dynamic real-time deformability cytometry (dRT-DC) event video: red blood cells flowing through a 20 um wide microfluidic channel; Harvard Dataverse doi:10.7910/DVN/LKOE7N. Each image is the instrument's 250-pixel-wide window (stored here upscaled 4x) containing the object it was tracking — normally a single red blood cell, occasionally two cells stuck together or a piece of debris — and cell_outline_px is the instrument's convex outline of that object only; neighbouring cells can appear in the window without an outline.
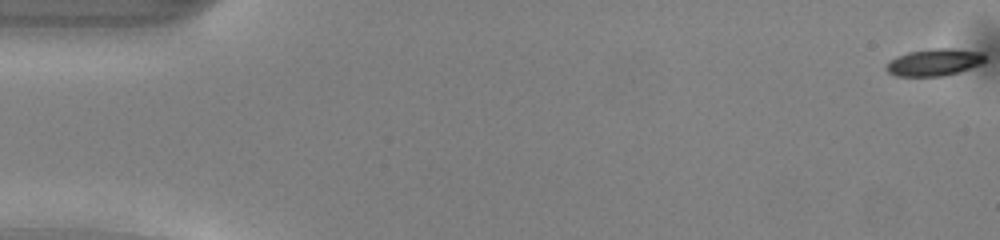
{"species": "common noctule bat (a hibernating species)", "species_latin": "Nyctalus noctula", "temperature_condition": "warm", "stored_images_in_passage": 51, "camera_frame_rate_fps": 3000, "um_per_image_px": 0.085, "animal": {"sex": "male", "body_mass_g": 13.0, "forearm_length_mm": 53.1}, "frame": {"image": 1, "passage_image": 1, "time_ms": 0.0, "image_size_px": [1000, 240], "cell_outline_px": [[984, 60], [980, 64], [944, 76], [896, 76], [888, 72], [884, 68], [888, 60], [896, 56], [908, 52], [932, 48], [952, 48], [984, 52]], "centroid_in_image_um": [79.35, 5.28], "position_along_channel_um": 5.7, "area_um2": 15.61}}
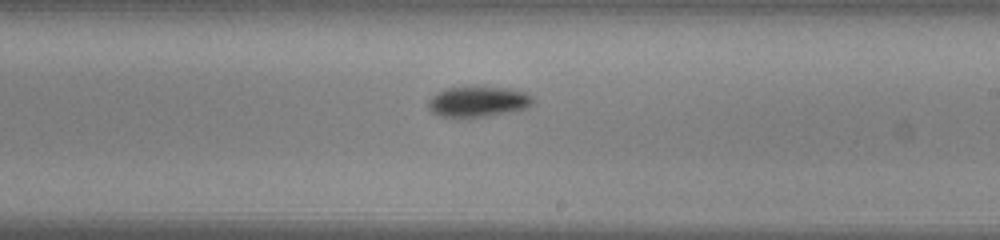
{"frame": {"image": 2, "passage_image": 30, "time_ms": 9.667, "image_size_px": [1000, 240], "cell_outline_px": [[536, 100], [528, 108], [488, 116], [440, 116], [432, 112], [428, 108], [428, 100], [436, 92], [448, 88], [512, 88], [524, 92], [532, 96]], "centroid_in_image_um": [40.67, 8.64], "position_along_channel_um": 248.3, "area_um2": 18.26}}
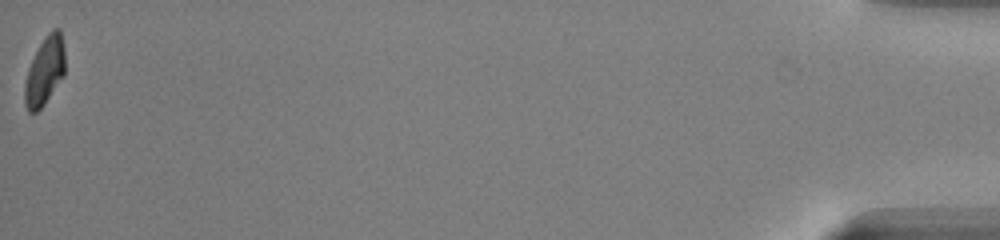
{"frame": {"image": 3, "passage_image": 51, "time_ms": 16.667, "image_size_px": [1000, 240], "cell_outline_px": [[64, 76], [44, 104], [36, 112], [28, 112], [24, 104], [24, 84], [28, 68], [44, 36], [52, 28], [60, 28], [64, 48]], "centroid_in_image_um": [3.8, 6.03], "position_along_channel_um": 431.4, "area_um2": 16.07}, "authors_computed_cell_mechanics": {"area_um2": 17.1666, "velocity_mm_per_s": 4.1164, "shape_relaxation_time_tau1_ms": 2.4304, "shape_relaxation_time_tau2_ms": null, "deformation_change_tau1": 0.1275, "deformation_change_tau2": null}}